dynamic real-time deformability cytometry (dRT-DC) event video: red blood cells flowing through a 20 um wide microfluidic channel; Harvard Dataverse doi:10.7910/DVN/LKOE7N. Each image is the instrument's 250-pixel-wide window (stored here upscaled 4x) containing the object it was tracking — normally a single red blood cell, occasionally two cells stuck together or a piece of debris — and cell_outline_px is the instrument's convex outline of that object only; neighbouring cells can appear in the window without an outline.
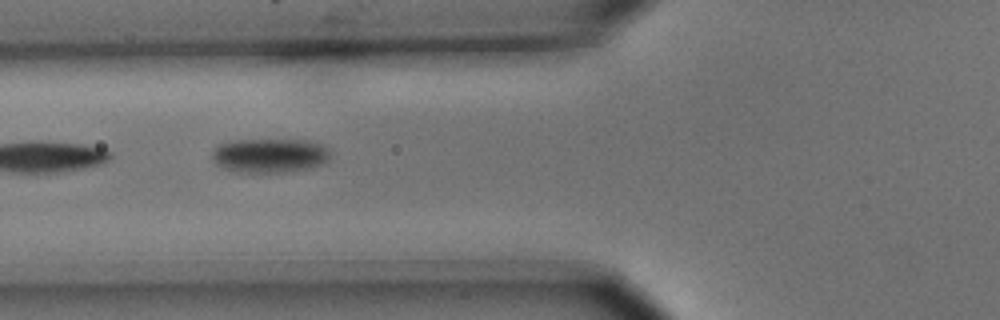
{"species": "common noctule bat (a hibernating species)", "species_latin": "Nyctalus noctula", "temperature_condition": "cold", "stored_images_in_passage": 3, "camera_frame_rate_fps": 3000, "um_per_image_px": 0.085, "animal": {"sex": "male", "body_mass_g": 15.6}, "frame": {"image": 1, "passage_image": 2, "time_ms": 0.333, "image_size_px": [1000, 320], "cell_outline_px": [[332, 152], [328, 160], [324, 164], [312, 168], [288, 172], [236, 172], [224, 168], [216, 164], [212, 160], [212, 152], [216, 144], [228, 140], [308, 140], [328, 144]], "centroid_in_image_um": [22.98, 13.2], "position_along_channel_um": 102.8, "area_um2": 24.39}}